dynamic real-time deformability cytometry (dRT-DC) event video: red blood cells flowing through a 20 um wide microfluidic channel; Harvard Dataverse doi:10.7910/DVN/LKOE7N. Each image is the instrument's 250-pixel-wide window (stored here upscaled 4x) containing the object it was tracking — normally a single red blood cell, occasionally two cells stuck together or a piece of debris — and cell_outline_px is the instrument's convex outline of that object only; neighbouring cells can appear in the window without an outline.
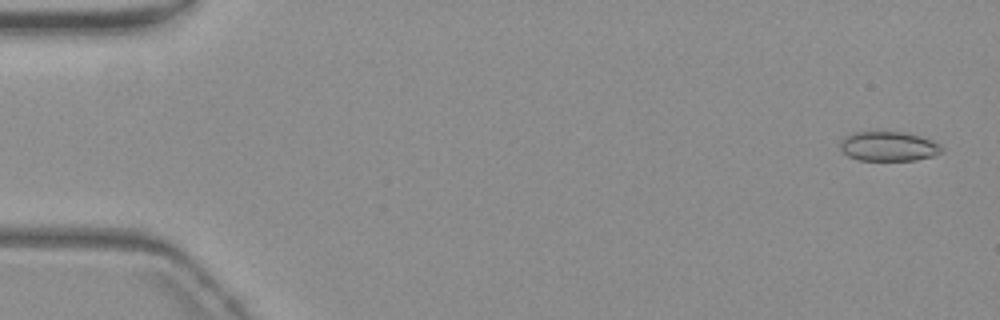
{"species": "common noctule bat (a hibernating species)", "species_latin": "Nyctalus noctula", "temperature_condition": "warm", "stored_images_in_passage": 33, "camera_frame_rate_fps": 3000, "um_per_image_px": 0.085, "animal": {"sex": "female", "body_mass_g": 19.3, "forearm_length_mm": 54.1}, "frame": {"image": 1, "passage_image": 2, "time_ms": 0.333, "image_size_px": [1000, 320], "cell_outline_px": [[944, 152], [932, 156], [912, 160], [860, 160], [848, 156], [840, 148], [840, 140], [844, 136], [852, 132], [908, 132], [932, 140], [940, 144], [944, 148]], "centroid_in_image_um": [75.54, 12.43], "position_along_channel_um": 9.5, "area_um2": 17.63}}
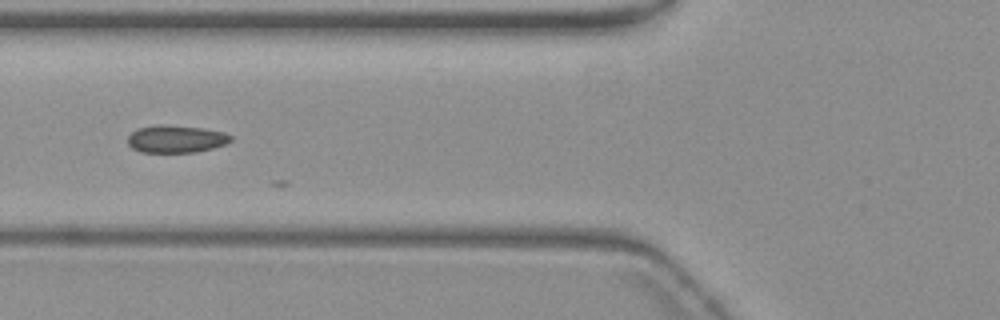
{"frame": {"image": 2, "passage_image": 22, "time_ms": 7.0, "image_size_px": [1000, 320], "cell_outline_px": [[232, 140], [224, 144], [212, 148], [196, 152], [140, 152], [132, 148], [128, 144], [128, 136], [132, 132], [140, 128], [204, 128], [224, 132], [232, 136]], "centroid_in_image_um": [15.0, 11.87], "position_along_channel_um": 110.8, "area_um2": 15.49}}
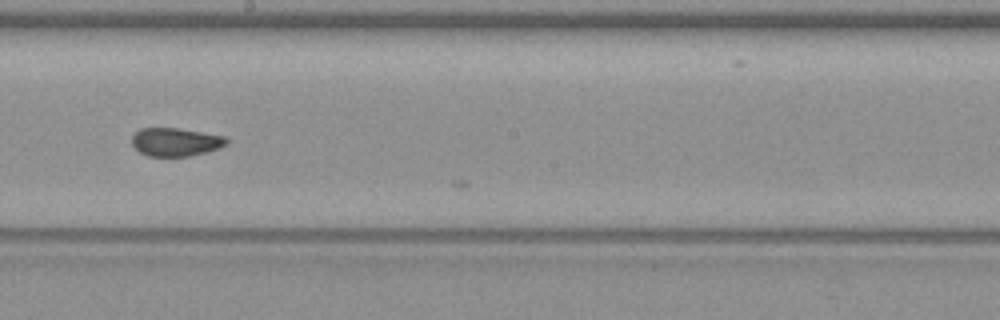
{"frame": {"image": 3, "passage_image": 32, "time_ms": 10.333, "image_size_px": [1000, 320], "cell_outline_px": [[228, 140], [220, 148], [188, 156], [148, 156], [140, 152], [132, 144], [132, 136], [140, 128], [180, 128], [224, 136]], "centroid_in_image_um": [14.9, 12.06], "position_along_channel_um": 233.3, "area_um2": 15.43}}